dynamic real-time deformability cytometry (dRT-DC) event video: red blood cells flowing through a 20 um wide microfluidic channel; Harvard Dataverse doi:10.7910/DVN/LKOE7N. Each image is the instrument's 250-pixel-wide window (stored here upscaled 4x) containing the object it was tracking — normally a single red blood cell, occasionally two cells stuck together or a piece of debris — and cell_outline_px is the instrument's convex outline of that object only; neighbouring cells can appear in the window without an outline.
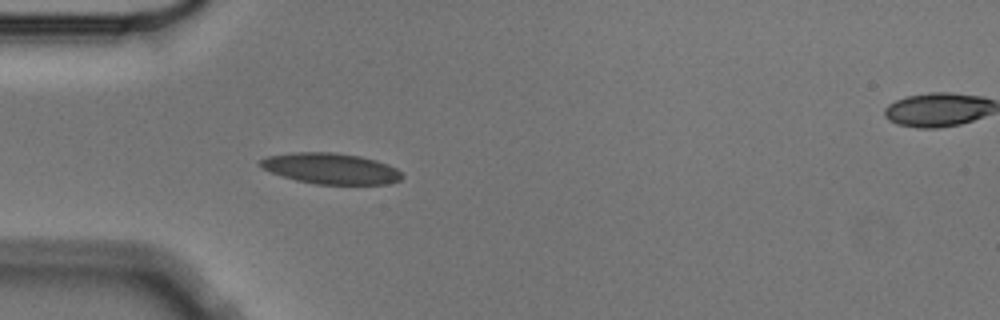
{"species": "Egyptian fruit bat (a non-hibernating species)", "species_latin": "Rousettus aegyptiacus", "temperature_condition": "cold", "stored_images_in_passage": 6, "segment_of_instrument_passage": [1, 2], "camera_frame_rate_fps": 3000, "um_per_image_px": 0.085, "animal": {"sex": "male"}, "frame": {"image": 1, "passage_image": 5, "time_ms": 1.333, "image_size_px": [1000, 320], "cell_outline_px": [[404, 176], [400, 180], [388, 184], [316, 184], [296, 180], [272, 172], [264, 168], [260, 164], [260, 160], [268, 156], [296, 152], [332, 152], [360, 156], [376, 160], [388, 164], [396, 168]], "centroid_in_image_um": [28.17, 14.32], "position_along_channel_um": 56.8, "area_um2": 25.26}}